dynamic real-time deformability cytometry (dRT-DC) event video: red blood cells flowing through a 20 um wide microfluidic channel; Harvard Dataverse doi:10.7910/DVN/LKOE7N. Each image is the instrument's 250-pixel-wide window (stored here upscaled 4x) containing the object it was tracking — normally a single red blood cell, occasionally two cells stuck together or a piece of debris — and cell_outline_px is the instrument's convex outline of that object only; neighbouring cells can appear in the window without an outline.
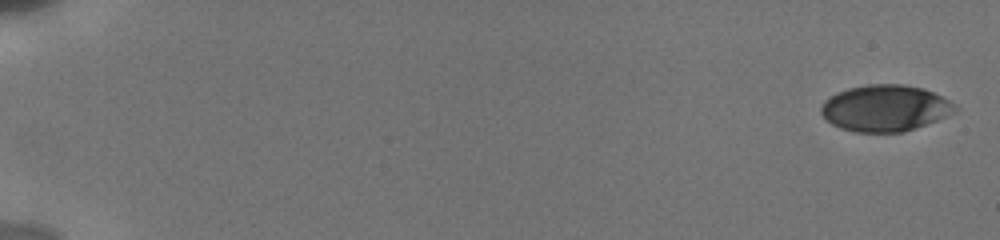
{"species": "human", "species_latin": "Homo sapiens", "temperature_condition": "cold", "stored_images_in_passage": 22, "camera_frame_rate_fps": 3000, "um_per_image_px": 0.085, "donor": {"sex": "male"}, "frame": {"image": 1, "passage_image": 1, "time_ms": 0.0, "image_size_px": [1000, 240], "cell_outline_px": [[956, 108], [952, 112], [936, 120], [904, 132], [856, 132], [840, 128], [832, 124], [820, 112], [820, 108], [824, 100], [836, 92], [848, 88], [868, 84], [900, 84], [920, 88], [932, 92], [948, 100]], "centroid_in_image_um": [75.16, 9.19], "position_along_channel_um": 9.8, "area_um2": 35.72}}
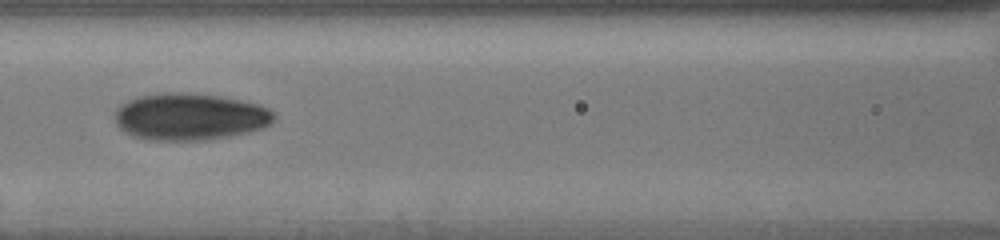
{"frame": {"image": 2, "passage_image": 13, "time_ms": 8.667, "image_size_px": [1000, 240], "cell_outline_px": [[276, 116], [264, 128], [248, 132], [228, 136], [204, 140], [152, 140], [132, 136], [124, 132], [116, 124], [116, 108], [120, 104], [136, 96], [164, 92], [180, 92], [224, 96], [260, 104], [276, 112]], "centroid_in_image_um": [16.14, 9.9], "position_along_channel_um": 150.5, "area_um2": 43.93}}
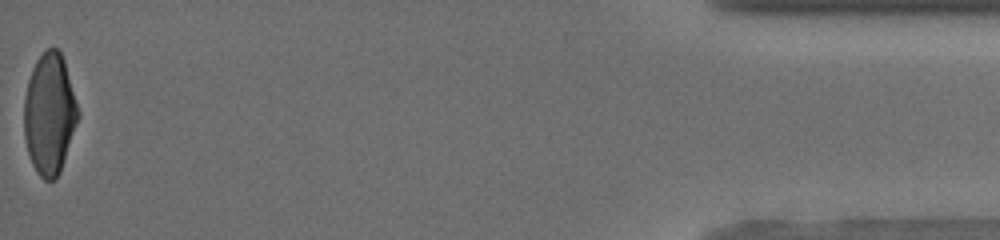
{"frame": {"image": 3, "passage_image": 22, "time_ms": 18.0, "image_size_px": [1000, 240], "cell_outline_px": [[80, 116], [60, 172], [52, 180], [44, 180], [36, 172], [32, 164], [28, 152], [24, 136], [24, 100], [28, 80], [32, 68], [36, 60], [48, 48], [56, 48], [60, 52], [64, 60], [80, 112]], "centroid_in_image_um": [4.21, 9.69], "position_along_channel_um": 431.0, "area_um2": 38.09}, "authors_computed_cell_mechanics": {"area_um2": 38.9283, "velocity_mm_per_s": 3.8595, "shape_relaxation_time_tau1_ms": 4.1941, "shape_relaxation_time_tau2_ms": 1.3597, "deformation_change_tau1": 0.1468, "deformation_change_tau2": 0.0562}}